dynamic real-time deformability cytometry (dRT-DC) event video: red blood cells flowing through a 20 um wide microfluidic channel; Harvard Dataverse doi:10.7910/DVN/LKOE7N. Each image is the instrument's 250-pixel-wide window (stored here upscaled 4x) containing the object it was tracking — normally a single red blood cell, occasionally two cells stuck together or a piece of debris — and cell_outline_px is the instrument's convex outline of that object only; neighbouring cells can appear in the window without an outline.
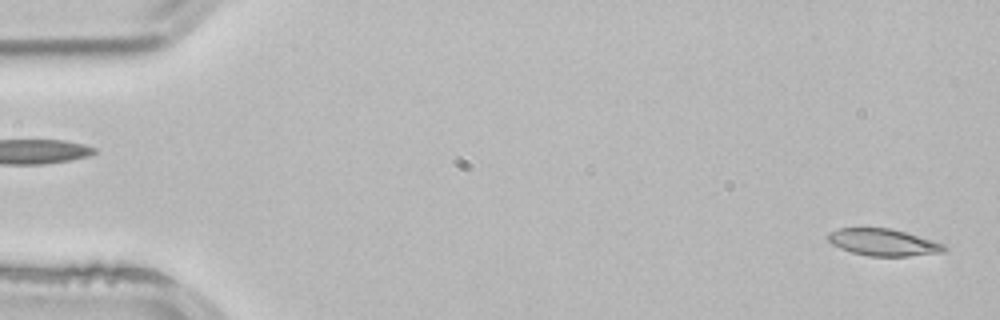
{"species": "common noctule bat (a hibernating species)", "species_latin": "Nyctalus noctula", "temperature_condition": "room temperature", "stored_images_in_passage": 52, "camera_frame_rate_fps": 3000, "um_per_image_px": 0.085, "animal": {"sex": "male", "body_mass_g": 21.5, "forearm_length_mm": 52.0}, "frame": {"image": 1, "passage_image": 1, "time_ms": 0.0, "image_size_px": [1000, 320], "cell_outline_px": [[948, 248], [944, 252], [908, 256], [868, 256], [852, 252], [840, 248], [832, 244], [828, 240], [828, 236], [832, 232], [840, 228], [892, 228], [944, 244]], "centroid_in_image_um": [75.1, 20.6], "position_along_channel_um": 9.9, "area_um2": 18.03}}
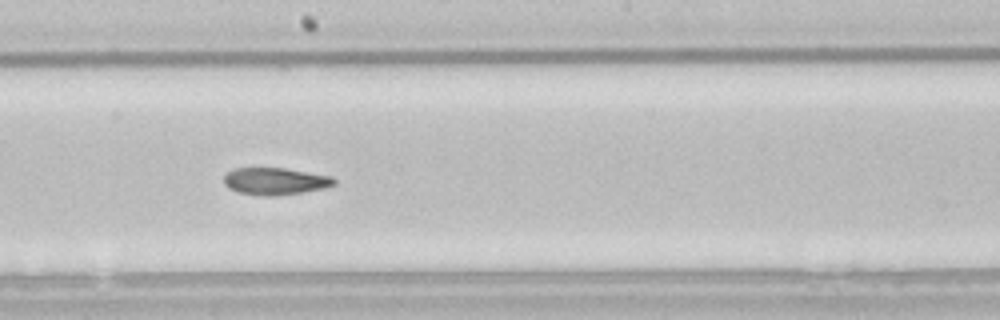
{"frame": {"image": 2, "passage_image": 28, "time_ms": 9.0, "image_size_px": [1000, 320], "cell_outline_px": [[336, 184], [324, 188], [300, 192], [272, 196], [260, 196], [236, 192], [228, 188], [224, 184], [224, 176], [232, 168], [284, 168], [332, 176], [336, 180]], "centroid_in_image_um": [23.36, 15.4], "position_along_channel_um": 224.8, "area_um2": 17.46}}
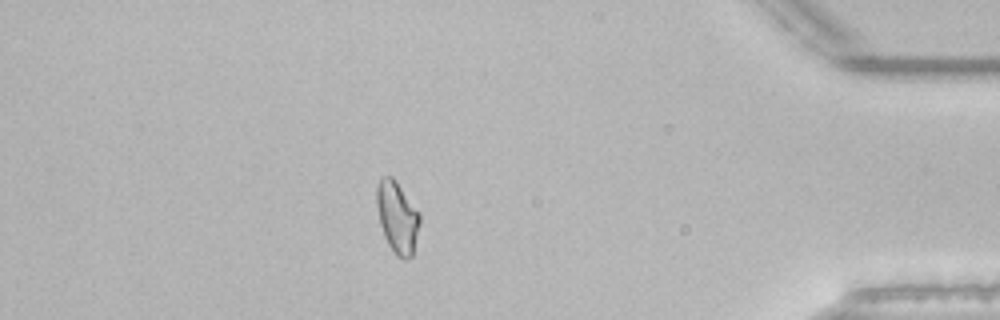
{"frame": {"image": 3, "passage_image": 45, "time_ms": 14.667, "image_size_px": [1000, 320], "cell_outline_px": [[420, 224], [412, 256], [408, 260], [404, 260], [396, 256], [388, 244], [384, 236], [380, 224], [376, 204], [376, 188], [380, 176], [392, 176], [396, 180], [420, 216]], "centroid_in_image_um": [33.74, 18.48], "position_along_channel_um": 401.5, "area_um2": 17.98}, "authors_computed_cell_mechanics": {"area_um2": 18.0914, "velocity_mm_per_s": 3.8737, "shape_relaxation_time_tau1_ms": null, "shape_relaxation_time_tau2_ms": 1.5625, "deformation_change_tau1": null, "deformation_change_tau2": 0.0636}}